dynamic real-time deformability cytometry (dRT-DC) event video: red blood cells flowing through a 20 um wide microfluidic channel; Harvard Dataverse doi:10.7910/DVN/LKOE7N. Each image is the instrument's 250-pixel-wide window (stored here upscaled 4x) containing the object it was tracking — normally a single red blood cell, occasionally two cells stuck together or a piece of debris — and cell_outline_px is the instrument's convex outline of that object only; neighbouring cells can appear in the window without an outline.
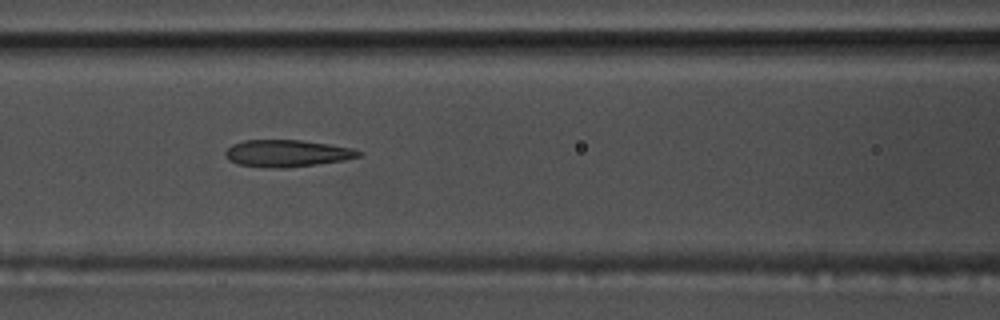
{"species": "common noctule bat (a hibernating species)", "species_latin": "Nyctalus noctula", "temperature_condition": "warm", "stored_images_in_passage": 55, "camera_frame_rate_fps": 3000, "um_per_image_px": 0.085, "animal": {"sex": "male", "body_mass_g": 17.5, "forearm_length_mm": 52.3}, "frame": {"image": 1, "passage_image": 24, "time_ms": 7.667, "image_size_px": [1000, 320], "cell_outline_px": [[364, 152], [360, 156], [344, 160], [316, 164], [284, 168], [276, 168], [236, 164], [228, 160], [224, 152], [232, 144], [244, 140], [300, 140], [328, 144], [352, 148]], "centroid_in_image_um": [24.38, 13.03], "position_along_channel_um": 142.2, "area_um2": 20.87}}
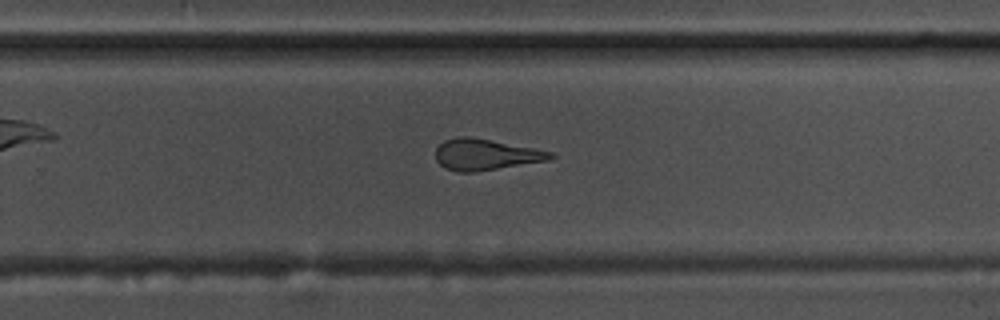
{"frame": {"image": 2, "passage_image": 36, "time_ms": 11.667, "image_size_px": [1000, 320], "cell_outline_px": [[556, 156], [548, 160], [476, 172], [456, 172], [444, 168], [436, 160], [436, 148], [444, 140], [456, 136], [468, 136], [536, 148], [552, 152]], "centroid_in_image_um": [41.25, 13.14], "position_along_channel_um": 288.5, "area_um2": 20.92}}
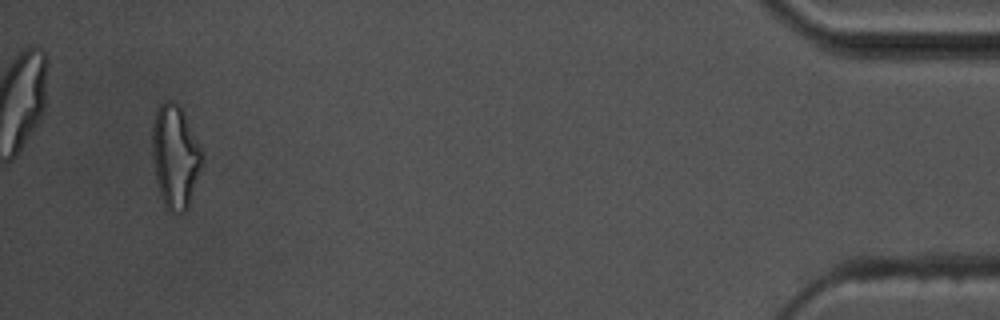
{"frame": {"image": 3, "passage_image": 53, "time_ms": 17.333, "image_size_px": [1000, 320], "cell_outline_px": [[200, 168], [188, 208], [184, 212], [172, 212], [164, 204], [156, 180], [152, 156], [152, 124], [156, 108], [164, 100], [168, 100], [180, 104], [200, 148]], "centroid_in_image_um": [14.84, 13.25], "position_along_channel_um": 420.4, "area_um2": 29.42}, "authors_computed_cell_mechanics": {"area_um2": 21.8484, "velocity_mm_per_s": 3.6722, "shape_relaxation_time_tau1_ms": null, "shape_relaxation_time_tau2_ms": 2.5029, "deformation_change_tau1": null, "deformation_change_tau2": 0.12}}